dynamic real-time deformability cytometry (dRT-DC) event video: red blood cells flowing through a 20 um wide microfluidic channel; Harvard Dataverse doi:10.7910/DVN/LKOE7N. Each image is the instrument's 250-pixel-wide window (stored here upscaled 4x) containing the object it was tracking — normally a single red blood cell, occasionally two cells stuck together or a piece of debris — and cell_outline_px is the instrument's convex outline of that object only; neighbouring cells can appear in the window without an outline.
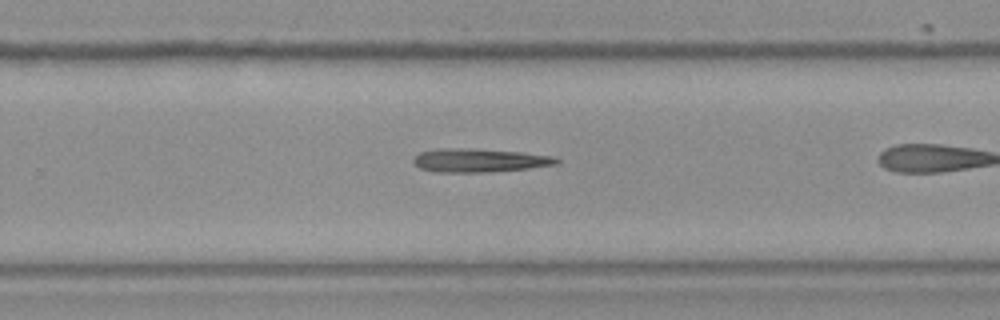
{"species": "Egyptian fruit bat (a non-hibernating species)", "species_latin": "Rousettus aegyptiacus", "temperature_condition": "room temperature", "stored_images_in_passage": 18, "camera_frame_rate_fps": 3000, "um_per_image_px": 0.085, "frame": {"image": 1, "passage_image": 13, "time_ms": 4.0, "image_size_px": [1000, 320], "cell_outline_px": [[560, 164], [528, 168], [488, 172], [432, 172], [420, 168], [412, 160], [420, 152], [448, 148], [476, 148], [520, 152], [552, 156], [560, 160]], "centroid_in_image_um": [40.77, 13.63], "position_along_channel_um": 289.0, "area_um2": 19.59}}